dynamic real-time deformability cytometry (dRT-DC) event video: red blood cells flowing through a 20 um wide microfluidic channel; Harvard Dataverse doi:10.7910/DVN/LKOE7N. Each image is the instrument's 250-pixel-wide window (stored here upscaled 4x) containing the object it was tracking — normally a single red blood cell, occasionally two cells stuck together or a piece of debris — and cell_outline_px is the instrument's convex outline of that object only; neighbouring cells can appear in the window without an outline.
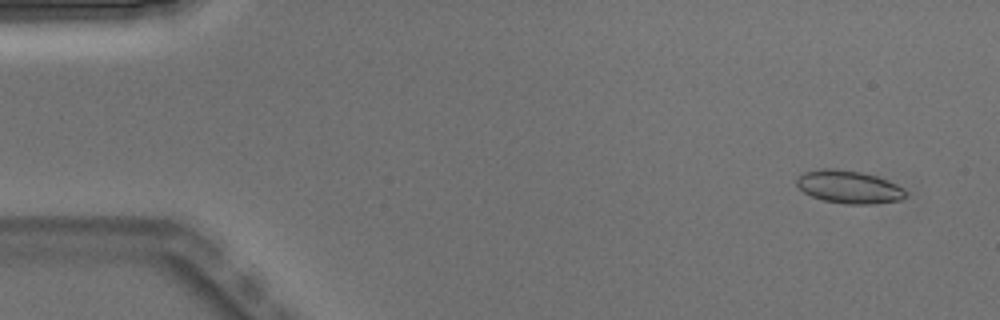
{"species": "Egyptian fruit bat (a non-hibernating species)", "species_latin": "Rousettus aegyptiacus", "temperature_condition": "warm", "stored_images_in_passage": 4, "camera_frame_rate_fps": 3000, "um_per_image_px": 0.085, "animal": {"sex": "male"}, "frame": {"image": 1, "passage_image": 1, "time_ms": 0.0, "image_size_px": [1000, 320], "cell_outline_px": [[908, 196], [900, 200], [872, 204], [848, 204], [824, 200], [812, 196], [804, 192], [796, 184], [796, 180], [804, 172], [820, 168], [832, 168], [860, 172], [876, 176], [888, 180], [904, 188], [908, 192]], "centroid_in_image_um": [72.2, 15.89], "position_along_channel_um": 12.8, "area_um2": 20.87}}
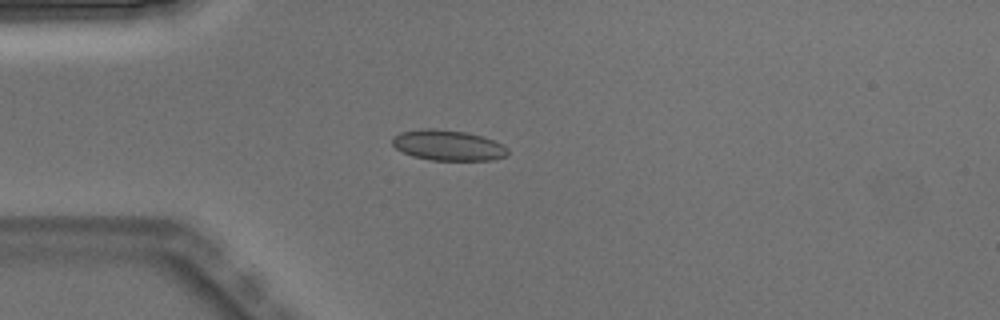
{"frame": {"image": 2, "passage_image": 3, "time_ms": 0.667, "image_size_px": [1000, 320], "cell_outline_px": [[508, 156], [492, 160], [432, 160], [412, 156], [396, 148], [392, 144], [392, 136], [400, 132], [424, 128], [432, 128], [468, 132], [484, 136], [508, 148]], "centroid_in_image_um": [38.08, 12.34], "position_along_channel_um": 46.9, "area_um2": 20.63}}